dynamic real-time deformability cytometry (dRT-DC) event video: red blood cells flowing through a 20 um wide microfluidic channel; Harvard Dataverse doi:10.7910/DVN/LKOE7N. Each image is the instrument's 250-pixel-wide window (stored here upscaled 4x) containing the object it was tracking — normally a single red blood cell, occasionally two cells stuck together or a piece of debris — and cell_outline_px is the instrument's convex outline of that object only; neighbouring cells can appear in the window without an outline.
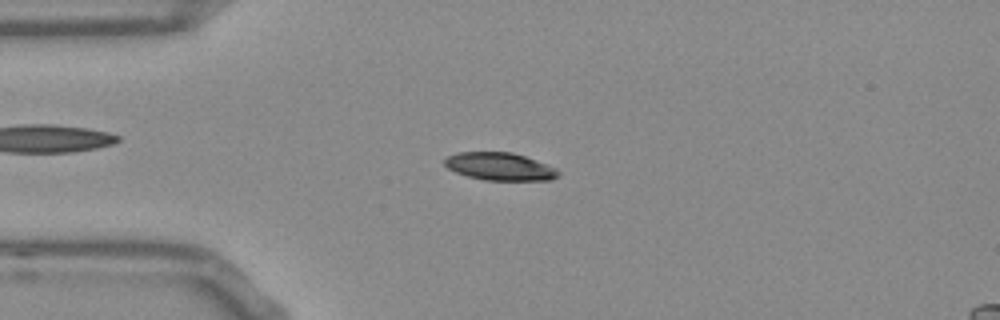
{"species": "Egyptian fruit bat (a non-hibernating species)", "species_latin": "Rousettus aegyptiacus", "temperature_condition": "room temperature", "stored_images_in_passage": 42, "camera_frame_rate_fps": 3000, "um_per_image_px": 0.085, "frame": {"image": 1, "passage_image": 1, "time_ms": 0.0, "image_size_px": [1000, 320], "cell_outline_px": [[560, 176], [552, 180], [484, 180], [468, 176], [456, 172], [448, 168], [444, 164], [444, 160], [448, 156], [460, 152], [512, 152], [524, 156], [556, 168], [560, 172]], "centroid_in_image_um": [42.5, 14.16], "position_along_channel_um": 42.5, "area_um2": 18.26}}
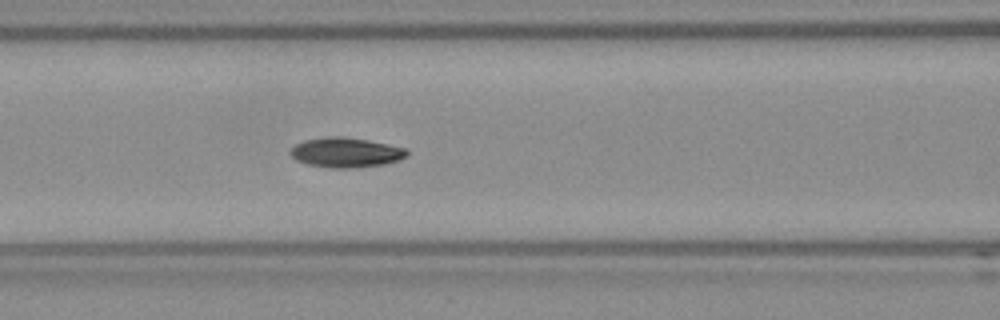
{"frame": {"image": 2, "passage_image": 10, "time_ms": 3.0, "image_size_px": [1000, 320], "cell_outline_px": [[408, 156], [400, 160], [384, 164], [352, 168], [332, 168], [308, 164], [296, 160], [292, 156], [292, 148], [296, 144], [304, 140], [328, 136], [340, 136], [368, 140], [388, 144], [404, 148], [408, 152]], "centroid_in_image_um": [29.42, 12.96], "position_along_channel_um": 137.2, "area_um2": 20.11}}
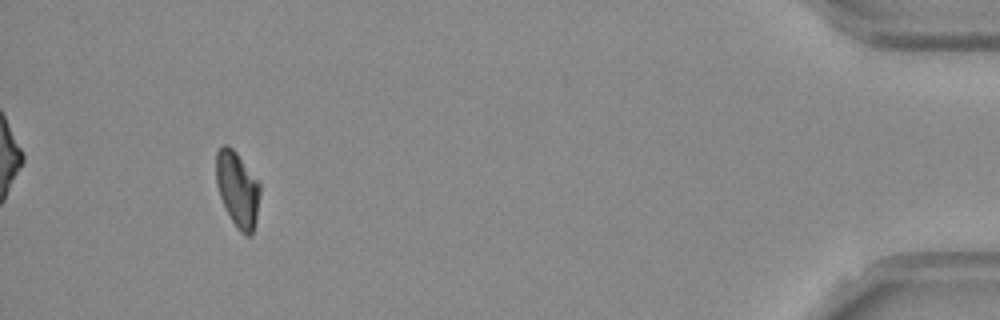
{"frame": {"image": 3, "passage_image": 38, "time_ms": 12.333, "image_size_px": [1000, 320], "cell_outline_px": [[260, 192], [256, 220], [252, 236], [244, 236], [240, 232], [232, 220], [220, 196], [216, 184], [216, 152], [224, 144], [228, 144], [236, 152], [260, 184]], "centroid_in_image_um": [20.19, 16.09], "position_along_channel_um": 415.0, "area_um2": 19.13}, "authors_computed_cell_mechanics": {"area_um2": 19.5364, "velocity_mm_per_s": 3.7549, "shape_relaxation_time_tau1_ms": 6.3946, "shape_relaxation_time_tau2_ms": 5.381, "deformation_change_tau1": 0.1507, "deformation_change_tau2": 0.0764}}